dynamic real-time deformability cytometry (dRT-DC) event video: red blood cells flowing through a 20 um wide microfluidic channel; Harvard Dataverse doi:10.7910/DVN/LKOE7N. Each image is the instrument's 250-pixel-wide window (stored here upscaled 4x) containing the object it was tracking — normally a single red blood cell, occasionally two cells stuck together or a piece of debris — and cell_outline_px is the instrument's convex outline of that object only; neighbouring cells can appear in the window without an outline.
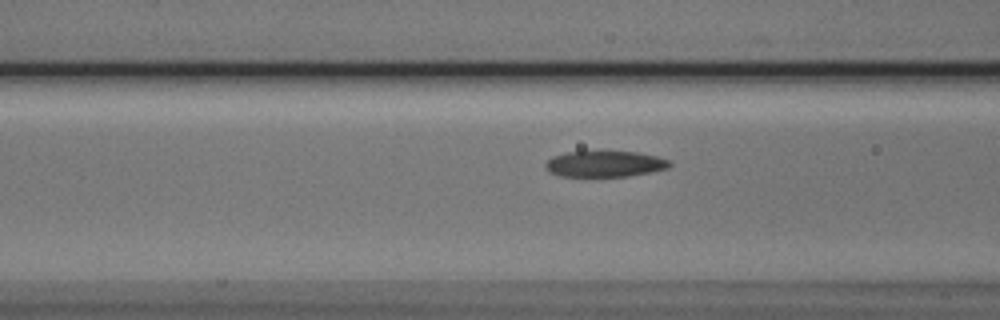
{"species": "Egyptian fruit bat (a non-hibernating species)", "species_latin": "Rousettus aegyptiacus", "temperature_condition": "cold", "stored_images_in_passage": 18, "camera_frame_rate_fps": 3000, "um_per_image_px": 0.085, "animal": {"sex": "male"}, "frame": {"image": 1, "passage_image": 16, "time_ms": 5.0, "image_size_px": [1000, 320], "cell_outline_px": [[672, 164], [668, 168], [628, 176], [560, 176], [548, 172], [544, 168], [544, 164], [552, 156], [568, 152], [636, 152], [656, 156], [668, 160]], "centroid_in_image_um": [51.36, 13.94], "position_along_channel_um": 115.2, "area_um2": 18.61}}